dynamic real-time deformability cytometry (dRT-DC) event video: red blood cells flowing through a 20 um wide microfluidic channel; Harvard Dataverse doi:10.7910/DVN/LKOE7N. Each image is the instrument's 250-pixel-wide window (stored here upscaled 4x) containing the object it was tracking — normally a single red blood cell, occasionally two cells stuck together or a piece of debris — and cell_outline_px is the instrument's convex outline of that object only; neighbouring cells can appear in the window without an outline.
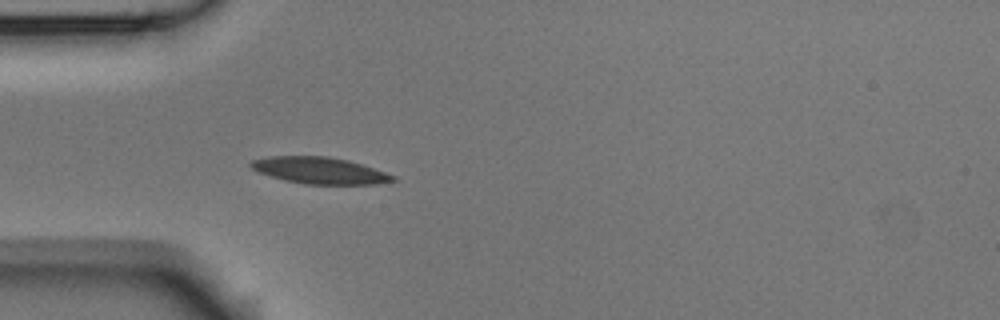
{"species": "Egyptian fruit bat (a non-hibernating species)", "species_latin": "Rousettus aegyptiacus", "temperature_condition": "room temperature", "stored_images_in_passage": 4, "camera_frame_rate_fps": 3000, "um_per_image_px": 0.085, "animal": {"sex": "male"}, "frame": {"image": 1, "passage_image": 4, "time_ms": 1.0, "image_size_px": [1000, 320], "cell_outline_px": [[396, 180], [380, 184], [304, 184], [284, 180], [260, 172], [252, 168], [248, 164], [252, 160], [268, 156], [328, 156], [348, 160], [396, 176]], "centroid_in_image_um": [27.17, 14.49], "position_along_channel_um": 57.8, "area_um2": 21.85}}